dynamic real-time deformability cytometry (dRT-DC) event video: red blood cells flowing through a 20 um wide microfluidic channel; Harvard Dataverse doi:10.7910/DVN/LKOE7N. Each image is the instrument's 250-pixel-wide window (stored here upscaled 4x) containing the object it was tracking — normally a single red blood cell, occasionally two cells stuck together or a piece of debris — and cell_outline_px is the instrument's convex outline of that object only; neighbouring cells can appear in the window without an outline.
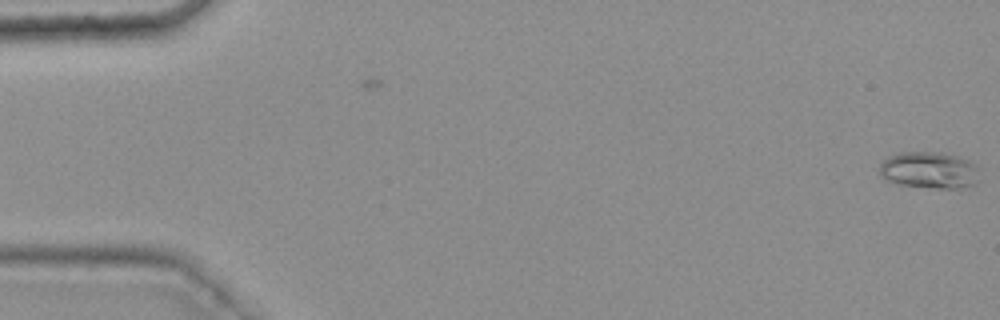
{"species": "common noctule bat (a hibernating species)", "species_latin": "Nyctalus noctula", "temperature_condition": "warm", "stored_images_in_passage": 5, "camera_frame_rate_fps": 3000, "um_per_image_px": 0.085, "animal": {"sex": "female", "body_mass_g": 25.1}, "frame": {"image": 1, "passage_image": 5, "time_ms": 1.333, "image_size_px": [1000, 320], "cell_outline_px": [[980, 180], [972, 184], [960, 188], [940, 188], [900, 184], [888, 180], [880, 176], [880, 164], [888, 156], [900, 152], [944, 152], [960, 156], [972, 160], [980, 168]], "centroid_in_image_um": [79.07, 14.43], "position_along_channel_um": 5.9, "area_um2": 21.73}}